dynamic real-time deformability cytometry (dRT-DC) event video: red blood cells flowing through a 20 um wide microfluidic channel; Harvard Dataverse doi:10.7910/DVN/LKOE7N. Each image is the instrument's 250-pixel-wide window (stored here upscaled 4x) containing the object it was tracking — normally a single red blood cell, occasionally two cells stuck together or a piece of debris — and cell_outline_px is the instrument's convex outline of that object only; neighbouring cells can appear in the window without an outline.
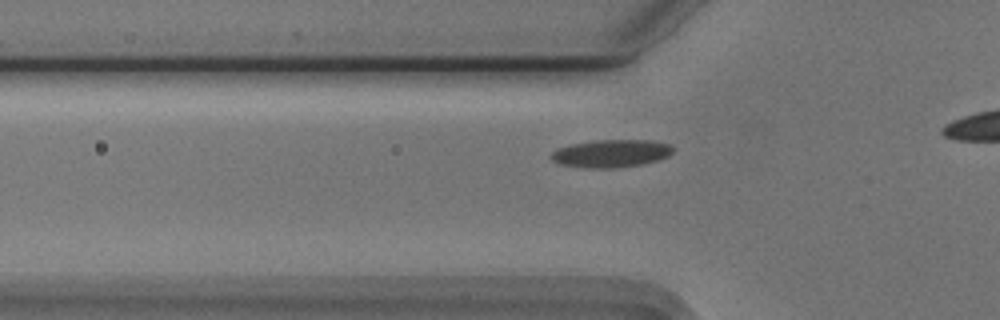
{"species": "Egyptian fruit bat (a non-hibernating species)", "species_latin": "Rousettus aegyptiacus", "temperature_condition": "cold", "stored_images_in_passage": 26, "camera_frame_rate_fps": 3000, "um_per_image_px": 0.085, "animal": {"sex": "male"}, "frame": {"image": 1, "passage_image": 13, "time_ms": 4.0, "image_size_px": [1000, 320], "cell_outline_px": [[676, 148], [668, 156], [656, 160], [640, 164], [612, 168], [584, 168], [560, 164], [552, 160], [548, 156], [556, 148], [572, 144], [596, 140], [652, 140], [668, 144]], "centroid_in_image_um": [51.91, 13.04], "position_along_channel_um": 73.9, "area_um2": 19.71}}
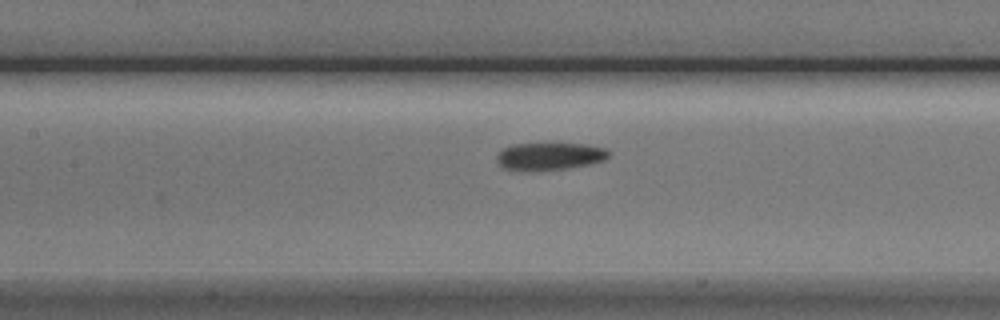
{"frame": {"image": 2, "passage_image": 20, "time_ms": 6.333, "image_size_px": [1000, 320], "cell_outline_px": [[608, 156], [604, 160], [588, 164], [568, 168], [504, 168], [496, 160], [496, 156], [504, 148], [512, 144], [588, 144], [604, 148], [608, 152]], "centroid_in_image_um": [46.75, 13.24], "position_along_channel_um": 160.6, "area_um2": 16.94}}
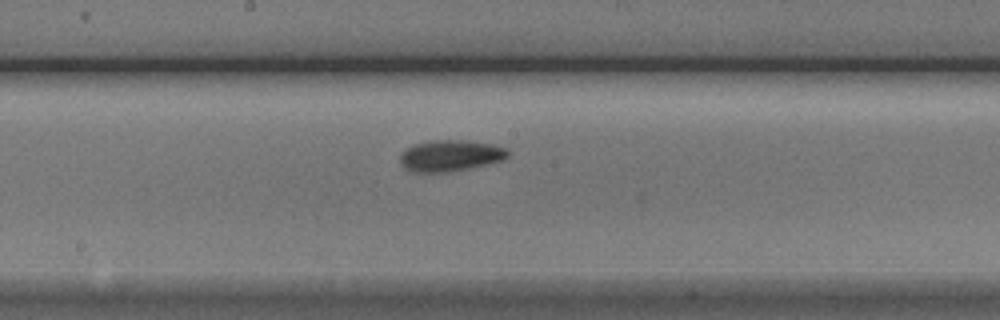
{"frame": {"image": 3, "passage_image": 24, "time_ms": 7.667, "image_size_px": [1000, 320], "cell_outline_px": [[508, 156], [504, 160], [468, 168], [448, 172], [416, 172], [404, 168], [400, 164], [400, 152], [404, 148], [416, 144], [432, 140], [464, 140], [492, 144], [508, 148]], "centroid_in_image_um": [38.26, 13.22], "position_along_channel_um": 209.9, "area_um2": 19.71}}